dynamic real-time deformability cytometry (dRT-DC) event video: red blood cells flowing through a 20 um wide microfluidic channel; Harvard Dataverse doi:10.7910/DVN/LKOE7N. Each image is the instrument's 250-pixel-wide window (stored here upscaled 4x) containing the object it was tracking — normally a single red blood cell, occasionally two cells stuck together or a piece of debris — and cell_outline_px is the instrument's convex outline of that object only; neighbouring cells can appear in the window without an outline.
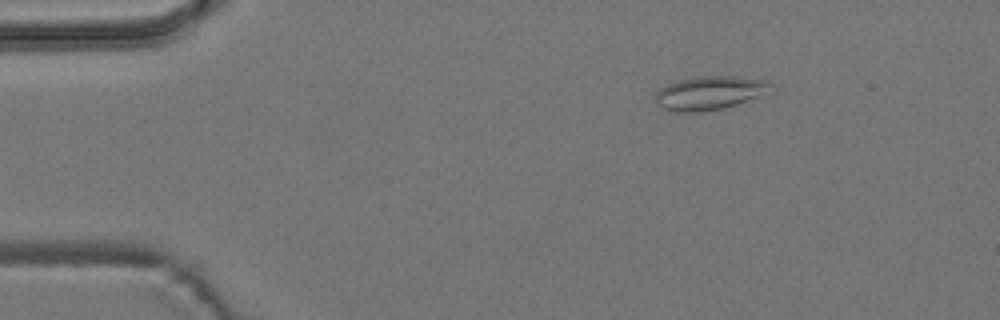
{"species": "common noctule bat (a hibernating species)", "species_latin": "Nyctalus noctula", "temperature_condition": "room temperature", "stored_images_in_passage": 5, "camera_frame_rate_fps": 3000, "um_per_image_px": 0.085, "animal": {"sex": "male", "body_mass_g": 19.2, "forearm_length_mm": 51.8}, "frame": {"image": 1, "passage_image": 3, "time_ms": 2.333, "image_size_px": [1000, 320], "cell_outline_px": [[772, 84], [756, 96], [736, 104], [724, 108], [700, 112], [676, 112], [664, 108], [656, 104], [656, 92], [660, 88], [668, 84], [680, 80], [696, 76], [736, 76], [768, 80]], "centroid_in_image_um": [60.23, 7.89], "position_along_channel_um": 24.8, "area_um2": 22.14}}